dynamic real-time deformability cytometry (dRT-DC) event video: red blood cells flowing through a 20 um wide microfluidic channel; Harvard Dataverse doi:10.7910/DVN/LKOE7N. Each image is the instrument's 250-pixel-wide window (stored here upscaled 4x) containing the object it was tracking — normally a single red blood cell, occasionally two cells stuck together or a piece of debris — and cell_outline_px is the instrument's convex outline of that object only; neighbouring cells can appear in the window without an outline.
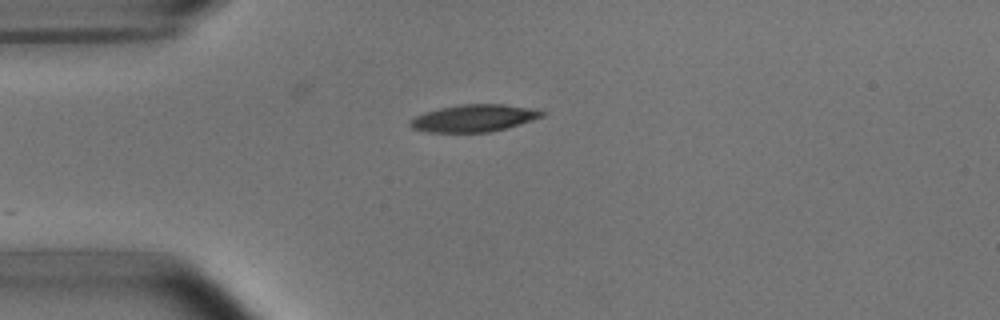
{"species": "common noctule bat (a hibernating species)", "species_latin": "Nyctalus noctula", "temperature_condition": "room temperature", "stored_images_in_passage": 5, "segment_of_instrument_passage": [1, 2], "camera_frame_rate_fps": 3000, "um_per_image_px": 0.085, "animal": {"sex": "male", "body_mass_g": 15.6}, "frame": {"image": 1, "passage_image": 1, "time_ms": 0.0, "image_size_px": [1000, 320], "cell_outline_px": [[544, 116], [520, 124], [488, 132], [428, 132], [412, 128], [408, 124], [408, 120], [424, 112], [440, 108], [460, 104], [504, 104], [532, 108], [544, 112]], "centroid_in_image_um": [40.25, 10.04], "position_along_channel_um": 44.8, "area_um2": 20.81}}
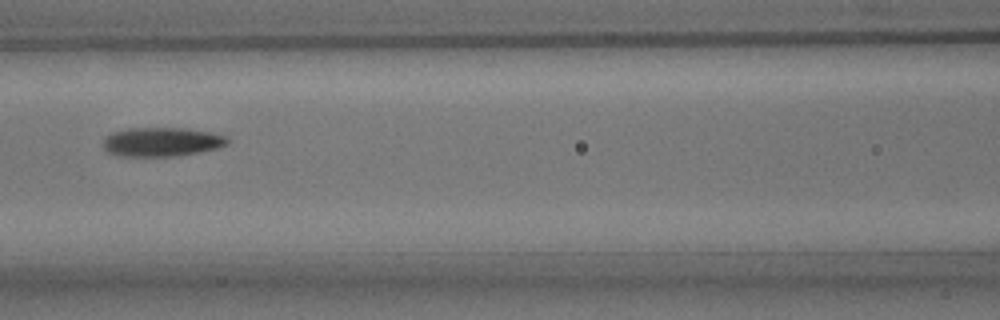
{"frame": {"image": 2, "passage_image": 4, "time_ms": 3.333, "image_size_px": [1000, 320], "cell_outline_px": [[228, 144], [216, 148], [200, 152], [176, 156], [120, 156], [108, 152], [104, 148], [104, 140], [112, 132], [128, 128], [188, 128], [212, 132], [228, 136]], "centroid_in_image_um": [13.78, 12.05], "position_along_channel_um": 152.8, "area_um2": 21.1}}